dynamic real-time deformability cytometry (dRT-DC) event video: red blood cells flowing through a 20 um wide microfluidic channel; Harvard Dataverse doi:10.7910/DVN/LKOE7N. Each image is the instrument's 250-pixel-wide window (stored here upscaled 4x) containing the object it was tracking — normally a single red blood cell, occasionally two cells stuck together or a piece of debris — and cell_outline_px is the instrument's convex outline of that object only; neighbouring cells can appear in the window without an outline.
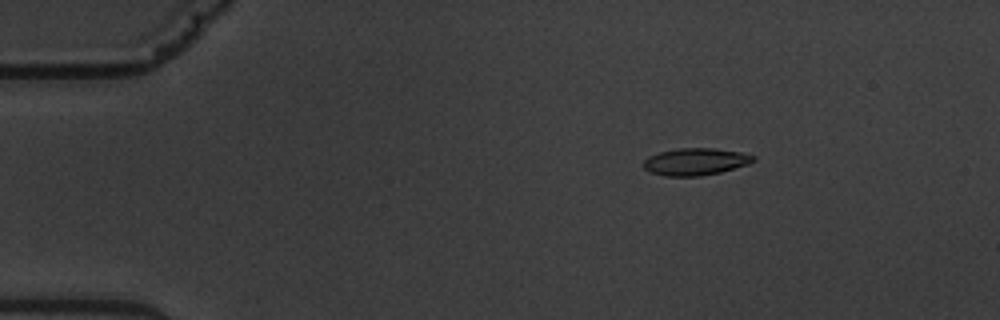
{"species": "common noctule bat (a hibernating species)", "species_latin": "Nyctalus noctula", "temperature_condition": "warm", "stored_images_in_passage": 5, "camera_frame_rate_fps": 3000, "um_per_image_px": 0.085, "animal": {"sex": "male", "body_mass_g": 19.5, "forearm_length_mm": 54.6}, "frame": {"image": 1, "passage_image": 3, "time_ms": 2.333, "image_size_px": [1000, 320], "cell_outline_px": [[756, 160], [748, 164], [720, 172], [700, 176], [664, 176], [648, 172], [644, 168], [644, 160], [648, 156], [660, 152], [680, 148], [712, 148], [740, 152], [756, 156]], "centroid_in_image_um": [59.1, 13.74], "position_along_channel_um": 25.9, "area_um2": 17.34}}
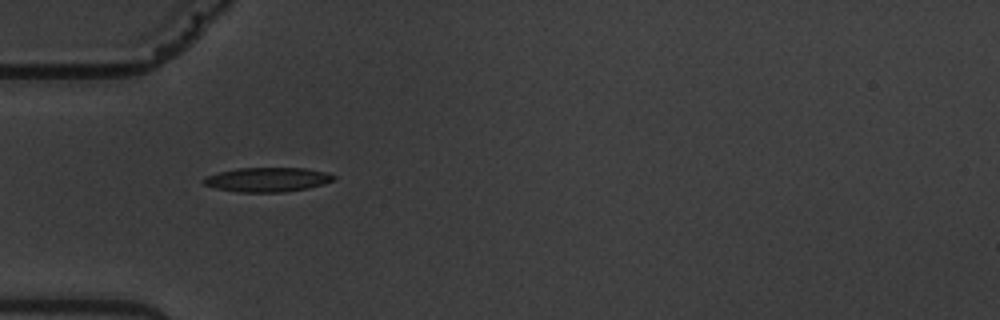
{"frame": {"image": 2, "passage_image": 5, "time_ms": 5.333, "image_size_px": [1000, 320], "cell_outline_px": [[336, 176], [332, 180], [324, 184], [308, 188], [284, 192], [240, 192], [216, 188], [204, 184], [200, 180], [208, 176], [220, 172], [236, 168], [304, 168], [328, 172]], "centroid_in_image_um": [22.75, 15.26], "position_along_channel_um": 62.3, "area_um2": 18.38}}